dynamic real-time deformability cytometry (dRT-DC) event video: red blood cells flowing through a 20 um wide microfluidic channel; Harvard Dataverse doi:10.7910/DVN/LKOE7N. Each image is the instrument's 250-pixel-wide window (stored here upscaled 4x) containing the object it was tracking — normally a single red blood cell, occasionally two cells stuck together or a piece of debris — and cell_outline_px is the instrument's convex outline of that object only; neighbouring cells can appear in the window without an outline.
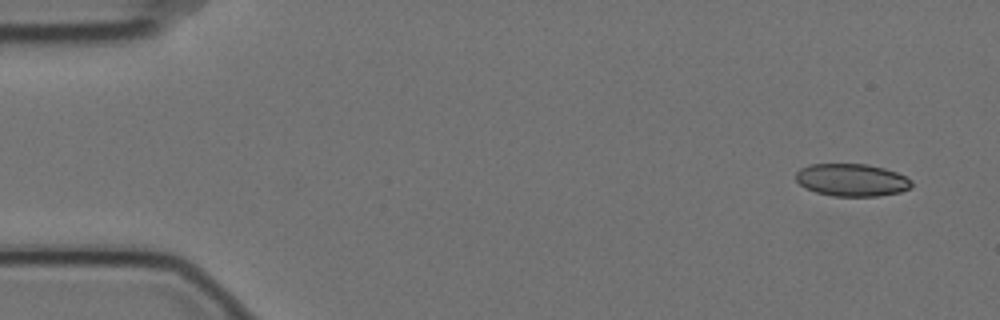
{"species": "Egyptian fruit bat (a non-hibernating species)", "species_latin": "Rousettus aegyptiacus", "temperature_condition": "cold", "stored_images_in_passage": 5, "camera_frame_rate_fps": 3000, "um_per_image_px": 0.085, "animal": {"sex": "female"}, "frame": {"image": 1, "passage_image": 1, "time_ms": 0.0, "image_size_px": [1000, 320], "cell_outline_px": [[912, 184], [908, 188], [900, 192], [876, 196], [832, 196], [816, 192], [804, 188], [796, 180], [796, 172], [800, 168], [808, 164], [868, 164], [884, 168], [896, 172], [912, 180]], "centroid_in_image_um": [72.37, 15.29], "position_along_channel_um": 12.6, "area_um2": 21.96}}
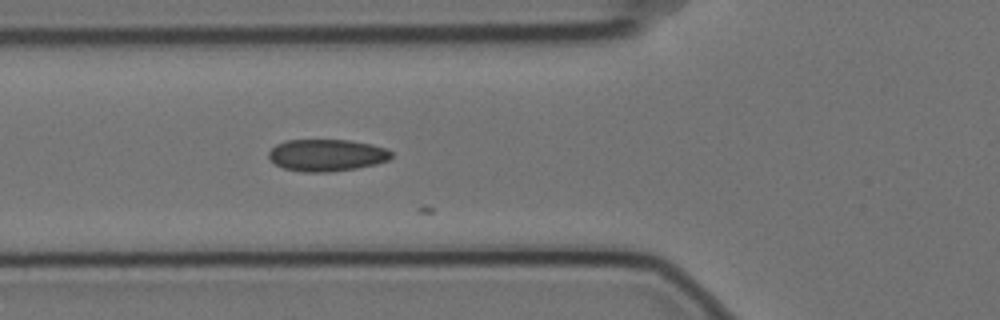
{"frame": {"image": 2, "passage_image": 5, "time_ms": 1.333, "image_size_px": [1000, 320], "cell_outline_px": [[392, 156], [388, 160], [376, 164], [356, 168], [328, 172], [300, 172], [284, 168], [276, 164], [268, 156], [268, 152], [276, 144], [284, 140], [348, 140], [372, 144], [388, 148], [392, 152]], "centroid_in_image_um": [27.78, 13.18], "position_along_channel_um": 98.0, "area_um2": 22.95}}